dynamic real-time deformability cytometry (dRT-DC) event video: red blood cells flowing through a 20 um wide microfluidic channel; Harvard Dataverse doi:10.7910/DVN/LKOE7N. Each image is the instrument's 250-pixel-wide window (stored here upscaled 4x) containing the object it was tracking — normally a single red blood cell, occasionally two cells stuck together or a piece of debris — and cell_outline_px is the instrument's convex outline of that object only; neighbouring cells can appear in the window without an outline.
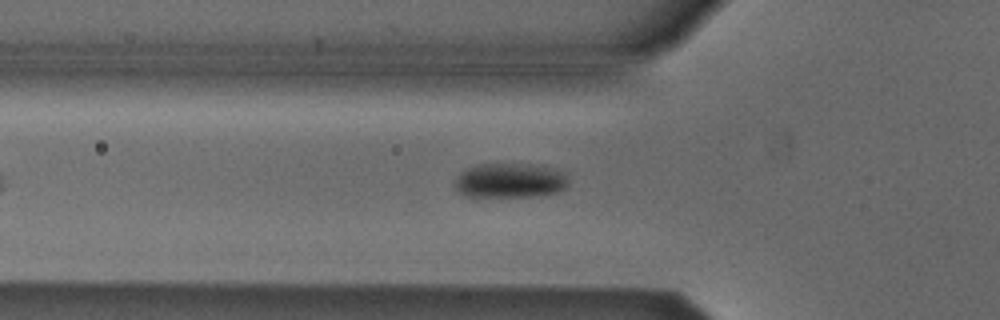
{"species": "Egyptian fruit bat (a non-hibernating species)", "species_latin": "Rousettus aegyptiacus", "temperature_condition": "cold", "stored_images_in_passage": 4, "camera_frame_rate_fps": 3000, "um_per_image_px": 0.085, "animal": {"sex": "male"}, "frame": {"image": 1, "passage_image": 4, "time_ms": 3.667, "image_size_px": [1000, 320], "cell_outline_px": [[568, 184], [564, 188], [556, 192], [532, 196], [476, 200], [464, 196], [456, 188], [456, 180], [460, 172], [468, 168], [480, 164], [532, 164], [552, 168], [568, 172]], "centroid_in_image_um": [43.33, 15.39], "position_along_channel_um": 82.5, "area_um2": 23.81}}